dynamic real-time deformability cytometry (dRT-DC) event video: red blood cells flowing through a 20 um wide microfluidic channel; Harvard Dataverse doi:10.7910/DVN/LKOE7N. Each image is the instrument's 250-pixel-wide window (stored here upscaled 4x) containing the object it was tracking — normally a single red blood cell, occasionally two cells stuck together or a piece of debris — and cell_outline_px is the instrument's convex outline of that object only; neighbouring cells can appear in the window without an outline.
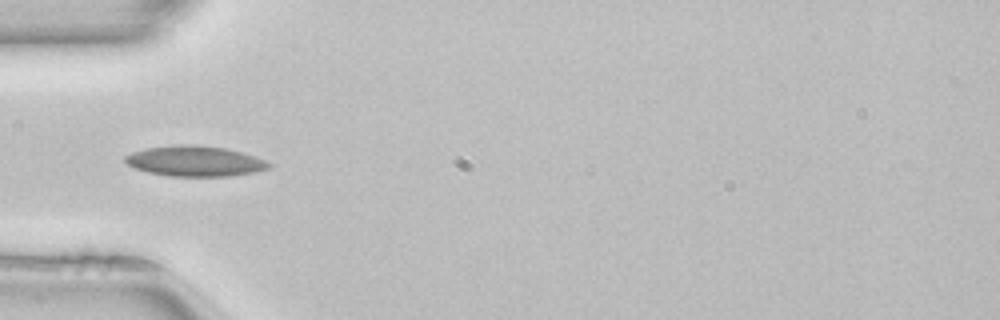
{"species": "common noctule bat (a hibernating species)", "species_latin": "Nyctalus noctula", "temperature_condition": "room temperature", "stored_images_in_passage": 25, "camera_frame_rate_fps": 3000, "um_per_image_px": 0.085, "animal": {"sex": "female", "body_mass_g": 22.7, "forearm_length_mm": 54.2}, "frame": {"image": 1, "passage_image": 4, "time_ms": 1.0, "image_size_px": [1000, 320], "cell_outline_px": [[272, 164], [268, 168], [252, 172], [228, 176], [168, 176], [148, 172], [136, 168], [128, 164], [124, 160], [124, 156], [132, 152], [148, 148], [180, 144], [196, 144], [224, 148], [240, 152], [264, 160]], "centroid_in_image_um": [16.52, 13.69], "position_along_channel_um": 68.5, "area_um2": 25.14}}